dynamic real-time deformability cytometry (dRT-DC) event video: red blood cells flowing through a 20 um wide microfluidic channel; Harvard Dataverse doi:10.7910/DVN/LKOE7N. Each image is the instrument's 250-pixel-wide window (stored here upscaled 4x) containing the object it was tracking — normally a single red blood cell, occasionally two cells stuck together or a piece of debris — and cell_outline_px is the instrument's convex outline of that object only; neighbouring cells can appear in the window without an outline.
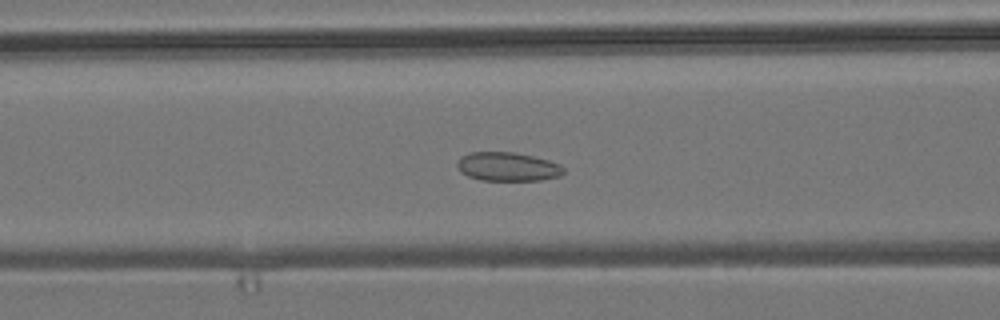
{"species": "common noctule bat (a hibernating species)", "species_latin": "Nyctalus noctula", "temperature_condition": "room temperature", "stored_images_in_passage": 53, "camera_frame_rate_fps": 3000, "um_per_image_px": 0.085, "animal": {"sex": "male", "body_mass_g": 19.2, "forearm_length_mm": 51.8}, "frame": {"image": 1, "passage_image": 21, "time_ms": 6.667, "image_size_px": [1000, 320], "cell_outline_px": [[564, 172], [560, 176], [540, 180], [480, 180], [468, 176], [460, 172], [456, 164], [460, 156], [472, 152], [512, 152], [532, 156], [548, 160], [560, 164], [564, 168]], "centroid_in_image_um": [43.13, 14.17], "position_along_channel_um": 123.5, "area_um2": 17.86}}
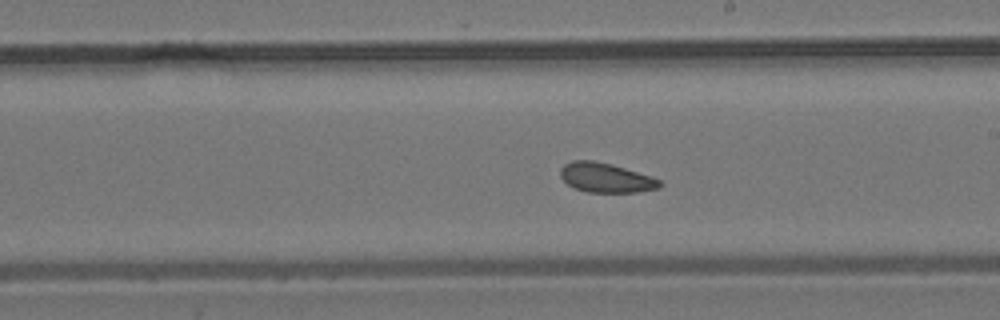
{"frame": {"image": 2, "passage_image": 30, "time_ms": 9.667, "image_size_px": [1000, 320], "cell_outline_px": [[664, 184], [660, 188], [640, 192], [588, 192], [576, 188], [568, 184], [560, 176], [560, 168], [564, 164], [572, 160], [592, 160], [612, 164], [652, 176], [660, 180]], "centroid_in_image_um": [51.53, 15.1], "position_along_channel_um": 237.5, "area_um2": 17.22}}
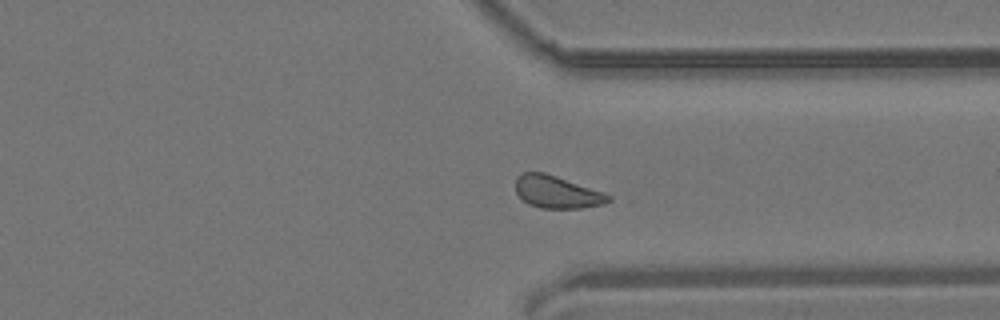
{"frame": {"image": 3, "passage_image": 40, "time_ms": 13.0, "image_size_px": [1000, 320], "cell_outline_px": [[612, 200], [604, 204], [580, 208], [540, 208], [528, 204], [516, 192], [516, 176], [524, 172], [544, 172], [604, 192], [612, 196]], "centroid_in_image_um": [47.35, 16.32], "position_along_channel_um": 364.0, "area_um2": 17.51}, "authors_computed_cell_mechanics": {"area_um2": 17.8024, "velocity_mm_per_s": 3.7976, "shape_relaxation_time_tau1_ms": null, "shape_relaxation_time_tau2_ms": 1.8321, "deformation_change_tau1": null, "deformation_change_tau2": 0.0754}}